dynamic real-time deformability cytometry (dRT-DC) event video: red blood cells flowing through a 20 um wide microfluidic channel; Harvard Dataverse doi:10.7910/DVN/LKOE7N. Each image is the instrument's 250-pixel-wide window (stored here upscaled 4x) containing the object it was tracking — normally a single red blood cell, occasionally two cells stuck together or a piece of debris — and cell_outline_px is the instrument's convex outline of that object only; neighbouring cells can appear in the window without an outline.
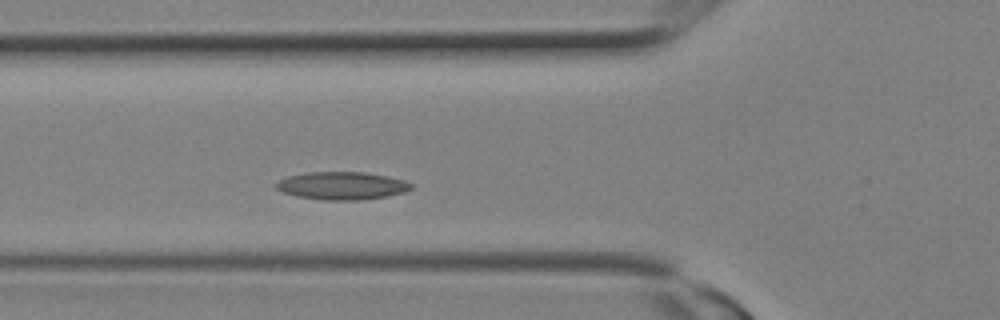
{"species": "Egyptian fruit bat (a non-hibernating species)", "species_latin": "Rousettus aegyptiacus", "temperature_condition": "room temperature", "stored_images_in_passage": 5, "camera_frame_rate_fps": 3000, "um_per_image_px": 0.085, "animal": {"sex": "female"}, "frame": {"image": 1, "passage_image": 5, "time_ms": 1.333, "image_size_px": [1000, 320], "cell_outline_px": [[412, 188], [404, 192], [388, 196], [364, 200], [324, 200], [296, 196], [284, 192], [276, 188], [272, 184], [288, 176], [308, 172], [364, 172], [388, 176], [404, 180], [412, 184]], "centroid_in_image_um": [29.07, 15.79], "position_along_channel_um": 96.7, "area_um2": 21.96}}